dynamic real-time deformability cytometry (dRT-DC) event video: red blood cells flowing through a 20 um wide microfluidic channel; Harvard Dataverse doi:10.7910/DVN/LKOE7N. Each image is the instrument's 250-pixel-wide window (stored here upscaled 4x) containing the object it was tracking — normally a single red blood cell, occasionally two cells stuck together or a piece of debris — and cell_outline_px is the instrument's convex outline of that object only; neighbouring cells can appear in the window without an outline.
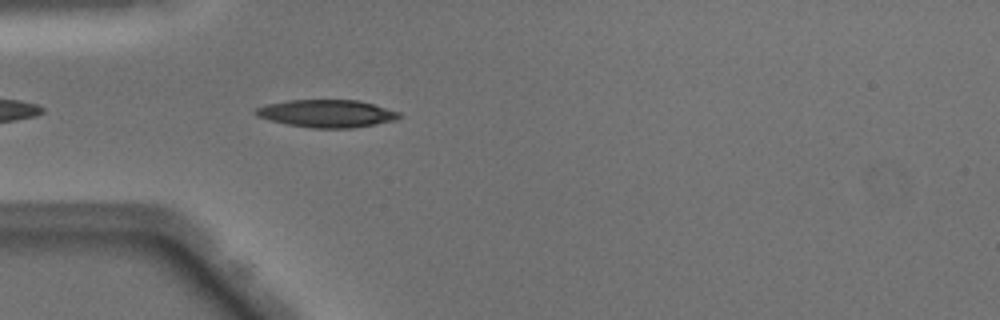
{"species": "Egyptian fruit bat (a non-hibernating species)", "species_latin": "Rousettus aegyptiacus", "temperature_condition": "warm", "stored_images_in_passage": 19, "camera_frame_rate_fps": 3000, "um_per_image_px": 0.085, "animal": {"sex": "male"}, "frame": {"image": 1, "passage_image": 3, "time_ms": 0.667, "image_size_px": [1000, 320], "cell_outline_px": [[400, 116], [396, 120], [376, 124], [352, 128], [312, 128], [288, 124], [268, 120], [256, 116], [252, 112], [256, 108], [268, 104], [288, 100], [360, 100], [400, 112]], "centroid_in_image_um": [27.76, 9.65], "position_along_channel_um": 57.2, "area_um2": 23.12}}
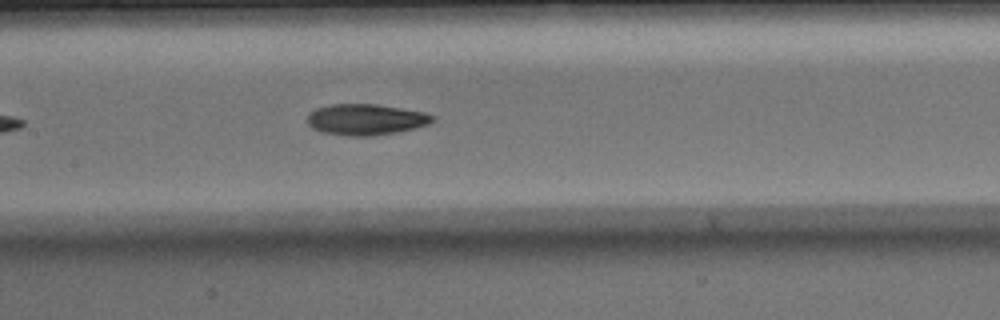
{"frame": {"image": 2, "passage_image": 12, "time_ms": 3.667, "image_size_px": [1000, 320], "cell_outline_px": [[436, 120], [428, 124], [416, 128], [396, 132], [372, 136], [344, 136], [320, 132], [312, 128], [308, 124], [308, 116], [316, 108], [332, 104], [376, 104], [424, 112], [436, 116]], "centroid_in_image_um": [31.11, 10.17], "position_along_channel_um": 176.3, "area_um2": 22.77}}
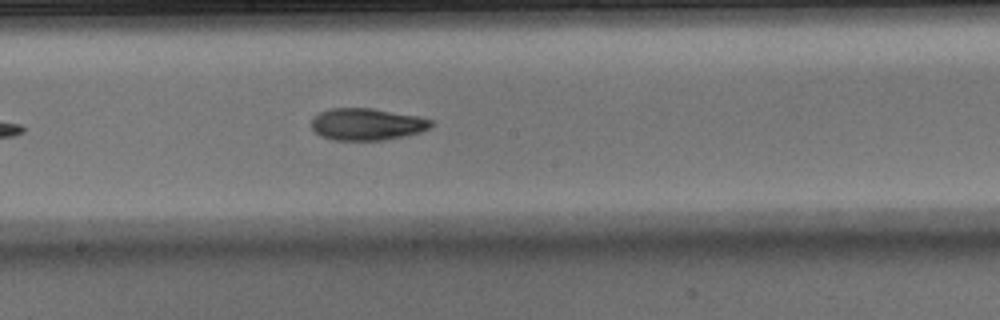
{"frame": {"image": 3, "passage_image": 15, "time_ms": 4.667, "image_size_px": [1000, 320], "cell_outline_px": [[432, 124], [428, 128], [420, 132], [404, 136], [384, 140], [332, 140], [320, 136], [312, 128], [312, 120], [320, 112], [332, 108], [372, 108], [420, 116], [432, 120]], "centroid_in_image_um": [31.19, 10.56], "position_along_channel_um": 217.0, "area_um2": 22.25}}